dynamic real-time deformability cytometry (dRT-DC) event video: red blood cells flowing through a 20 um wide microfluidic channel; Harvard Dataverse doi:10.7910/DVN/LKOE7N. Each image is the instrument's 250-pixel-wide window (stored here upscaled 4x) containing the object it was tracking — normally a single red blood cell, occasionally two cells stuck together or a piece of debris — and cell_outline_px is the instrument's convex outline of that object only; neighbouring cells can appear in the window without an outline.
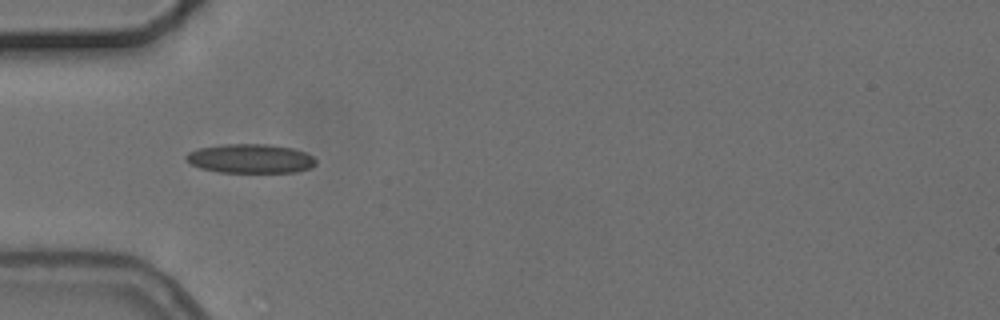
{"species": "common noctule bat (a hibernating species)", "species_latin": "Nyctalus noctula", "temperature_condition": "cold", "stored_images_in_passage": 3, "camera_frame_rate_fps": 3000, "um_per_image_px": 0.085, "animal": {"sex": "female", "body_mass_g": 24.6, "forearm_length_mm": 56.2}, "frame": {"image": 1, "passage_image": 2, "time_ms": 2.0, "image_size_px": [1000, 320], "cell_outline_px": [[316, 164], [312, 168], [296, 172], [220, 172], [200, 168], [184, 160], [184, 156], [188, 152], [200, 148], [224, 144], [268, 144], [292, 148], [304, 152], [312, 156], [316, 160]], "centroid_in_image_um": [21.28, 13.48], "position_along_channel_um": 63.7, "area_um2": 22.08}}
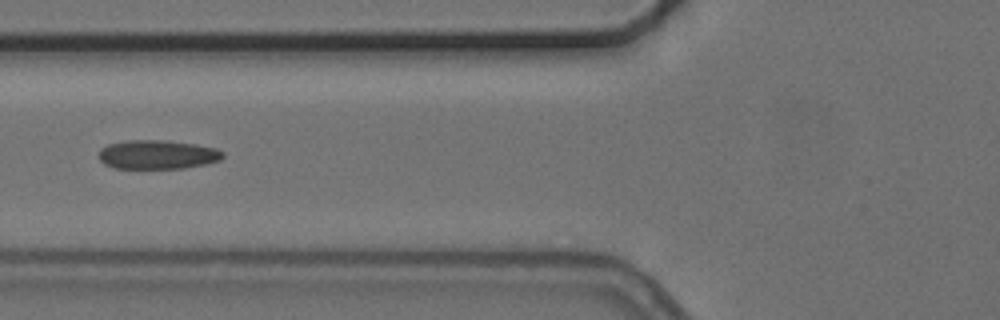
{"frame": {"image": 2, "passage_image": 3, "time_ms": 3.333, "image_size_px": [1000, 320], "cell_outline_px": [[224, 156], [220, 160], [204, 164], [184, 168], [112, 168], [104, 164], [100, 160], [100, 148], [108, 144], [128, 140], [164, 140], [196, 144], [216, 148], [224, 152]], "centroid_in_image_um": [13.38, 13.13], "position_along_channel_um": 112.4, "area_um2": 20.98}}